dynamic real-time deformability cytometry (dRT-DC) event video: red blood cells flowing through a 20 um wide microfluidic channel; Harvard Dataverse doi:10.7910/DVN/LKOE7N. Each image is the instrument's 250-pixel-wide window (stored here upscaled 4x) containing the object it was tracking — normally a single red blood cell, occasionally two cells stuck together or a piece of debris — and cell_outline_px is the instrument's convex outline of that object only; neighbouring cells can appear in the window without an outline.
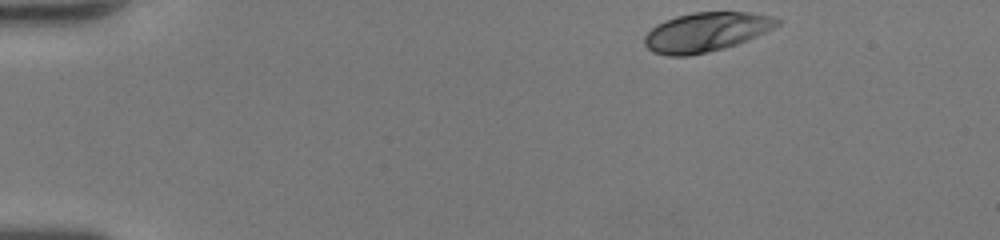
{"species": "human", "species_latin": "Homo sapiens", "temperature_condition": "room temperature", "stored_images_in_passage": 43, "camera_frame_rate_fps": 3000, "um_per_image_px": 0.085, "donor": {"sex": "female"}, "frame": {"image": 1, "passage_image": 1, "time_ms": 0.0, "image_size_px": [1000, 240], "cell_outline_px": [[784, 20], [780, 24], [756, 36], [736, 44], [724, 48], [708, 52], [688, 56], [668, 56], [652, 52], [644, 44], [644, 36], [656, 24], [664, 20], [676, 16], [692, 12], [748, 12], [772, 16]], "centroid_in_image_um": [60.0, 2.72], "position_along_channel_um": 25.0, "area_um2": 30.4}}
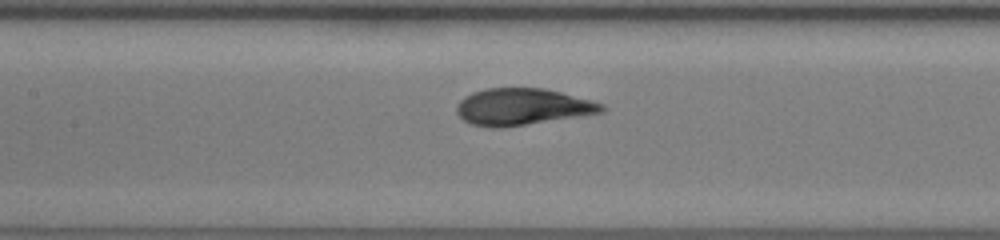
{"frame": {"image": 2, "passage_image": 18, "time_ms": 5.667, "image_size_px": [1000, 240], "cell_outline_px": [[608, 108], [604, 112], [580, 116], [504, 128], [492, 128], [472, 124], [464, 120], [456, 112], [456, 108], [460, 100], [464, 96], [472, 92], [484, 88], [544, 88], [592, 100], [604, 104]], "centroid_in_image_um": [44.41, 9.08], "position_along_channel_um": 163.0, "area_um2": 31.27}}
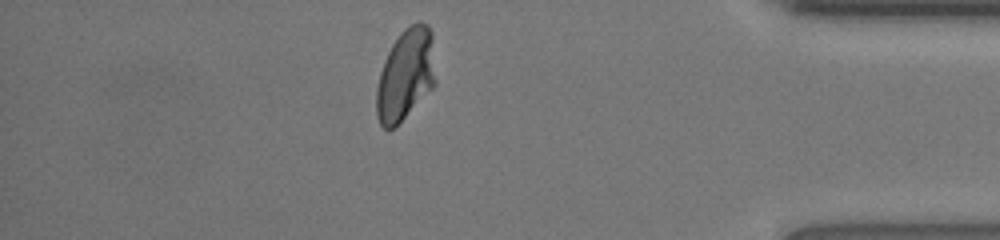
{"frame": {"image": 3, "passage_image": 37, "time_ms": 12.0, "image_size_px": [1000, 240], "cell_outline_px": [[436, 84], [392, 128], [384, 128], [380, 124], [376, 116], [376, 88], [380, 72], [384, 60], [392, 44], [400, 32], [408, 24], [416, 20], [420, 20], [428, 24], [432, 32], [436, 80]], "centroid_in_image_um": [34.48, 6.26], "position_along_channel_um": 400.7, "area_um2": 31.62}, "authors_computed_cell_mechanics": {"area_um2": 30.8074, "velocity_mm_per_s": 4.2446, "shape_relaxation_time_tau1_ms": 3.8256, "shape_relaxation_time_tau2_ms": null, "deformation_change_tau1": 0.2057, "deformation_change_tau2": null}}